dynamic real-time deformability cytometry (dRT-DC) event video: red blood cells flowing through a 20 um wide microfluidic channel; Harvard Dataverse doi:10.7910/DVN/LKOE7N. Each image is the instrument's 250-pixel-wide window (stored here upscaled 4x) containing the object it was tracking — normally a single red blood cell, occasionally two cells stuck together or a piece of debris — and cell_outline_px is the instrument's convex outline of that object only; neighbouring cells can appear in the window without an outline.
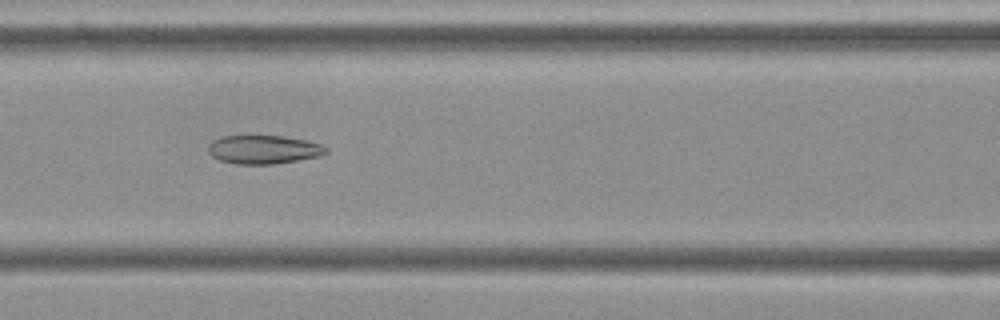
{"species": "Egyptian fruit bat (a non-hibernating species)", "species_latin": "Rousettus aegyptiacus", "temperature_condition": "cold", "stored_images_in_passage": 45, "camera_frame_rate_fps": 3000, "um_per_image_px": 0.085, "frame": {"image": 1, "passage_image": 14, "time_ms": 4.333, "image_size_px": [1000, 320], "cell_outline_px": [[328, 152], [320, 156], [272, 164], [236, 164], [220, 160], [212, 156], [208, 152], [208, 144], [212, 140], [220, 136], [284, 136], [304, 140], [320, 144], [328, 148]], "centroid_in_image_um": [22.37, 12.7], "position_along_channel_um": 144.2, "area_um2": 19.59}}
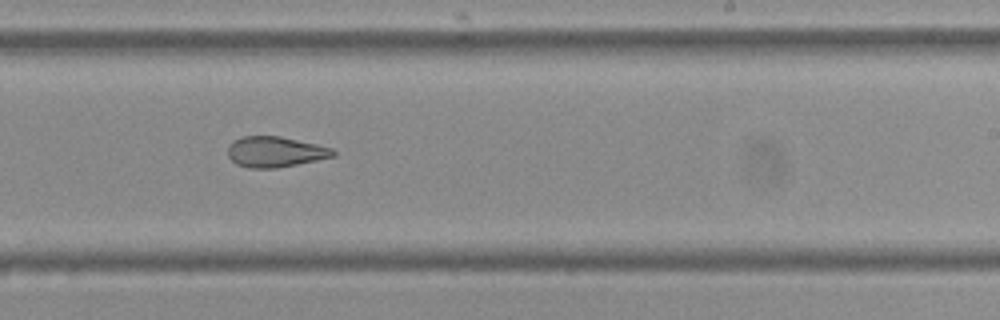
{"frame": {"image": 2, "passage_image": 24, "time_ms": 7.667, "image_size_px": [1000, 320], "cell_outline_px": [[336, 156], [276, 168], [248, 168], [236, 164], [228, 156], [228, 144], [232, 140], [240, 136], [280, 136], [316, 144], [332, 148], [336, 152]], "centroid_in_image_um": [23.36, 12.9], "position_along_channel_um": 265.6, "area_um2": 18.84}}
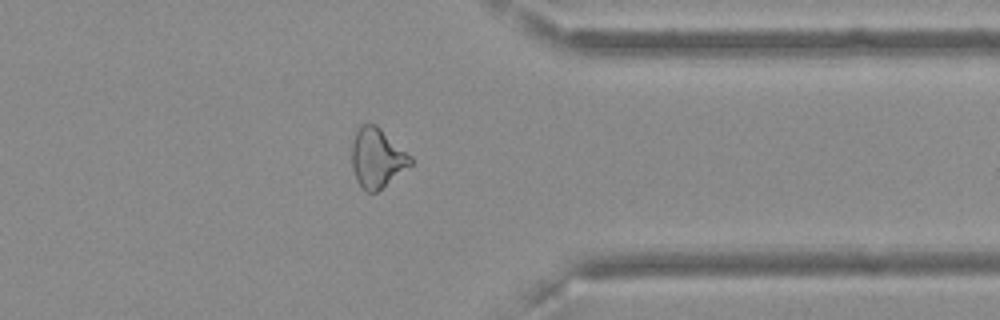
{"frame": {"image": 3, "passage_image": 34, "time_ms": 11.0, "image_size_px": [1000, 320], "cell_outline_px": [[412, 164], [376, 192], [368, 192], [356, 180], [352, 168], [352, 144], [356, 132], [360, 124], [376, 124], [412, 156]], "centroid_in_image_um": [32.05, 13.4], "position_along_channel_um": 379.4, "area_um2": 20.11}, "authors_computed_cell_mechanics": {"area_um2": 20.3456, "velocity_mm_per_s": 3.6494, "shape_relaxation_time_tau1_ms": null, "shape_relaxation_time_tau2_ms": 3.2015, "deformation_change_tau1": null, "deformation_change_tau2": 0.107}}